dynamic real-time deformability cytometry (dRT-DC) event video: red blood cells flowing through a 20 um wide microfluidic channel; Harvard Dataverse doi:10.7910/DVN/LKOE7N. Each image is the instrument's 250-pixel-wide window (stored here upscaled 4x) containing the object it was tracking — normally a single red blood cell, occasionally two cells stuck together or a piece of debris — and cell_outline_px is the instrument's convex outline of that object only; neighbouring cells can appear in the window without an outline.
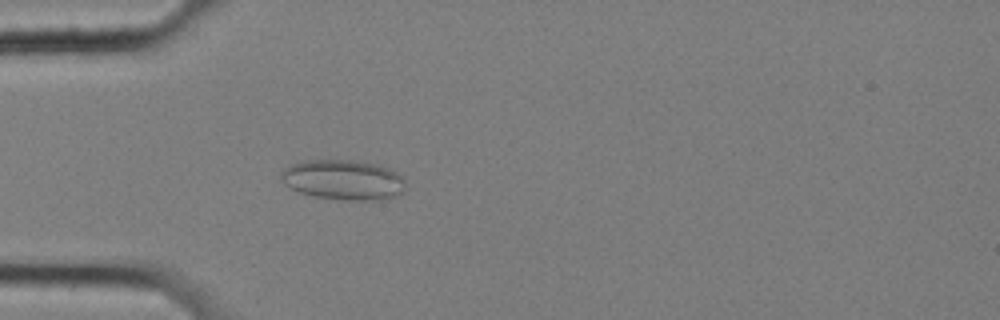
{"species": "common noctule bat (a hibernating species)", "species_latin": "Nyctalus noctula", "temperature_condition": "cold", "stored_images_in_passage": 58, "camera_frame_rate_fps": 3000, "um_per_image_px": 0.085, "animal": {"sex": "female", "body_mass_g": 25.1}, "frame": {"image": 1, "passage_image": 17, "time_ms": 5.333, "image_size_px": [1000, 320], "cell_outline_px": [[404, 192], [400, 196], [388, 200], [344, 200], [312, 196], [300, 192], [284, 184], [280, 180], [280, 172], [284, 168], [292, 164], [304, 160], [352, 160], [376, 164], [388, 168], [404, 176]], "centroid_in_image_um": [29.21, 15.3], "position_along_channel_um": 55.8, "area_um2": 29.54}}
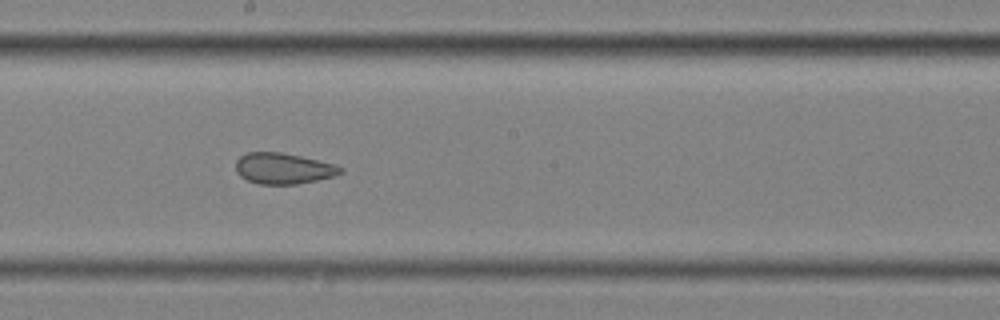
{"frame": {"image": 2, "passage_image": 32, "time_ms": 10.333, "image_size_px": [1000, 320], "cell_outline_px": [[344, 172], [336, 176], [296, 184], [260, 184], [248, 180], [240, 176], [236, 172], [236, 160], [240, 156], [248, 152], [280, 152], [300, 156], [336, 164], [344, 168]], "centroid_in_image_um": [24.11, 14.31], "position_along_channel_um": 224.1, "area_um2": 18.96}}
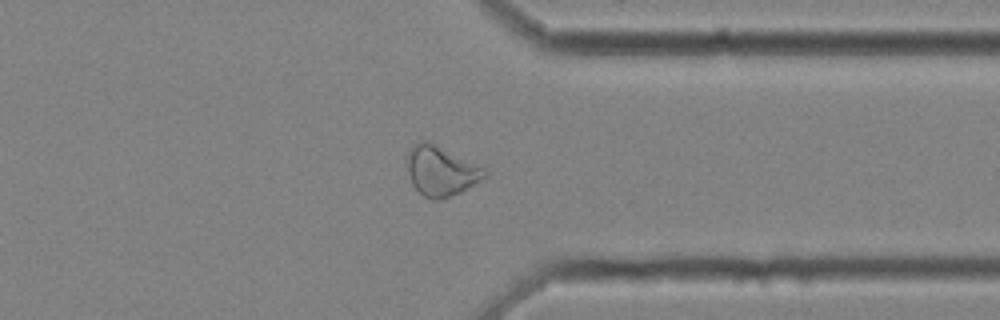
{"frame": {"image": 3, "passage_image": 45, "time_ms": 14.667, "image_size_px": [1000, 320], "cell_outline_px": [[488, 176], [460, 192], [436, 200], [432, 200], [424, 196], [412, 184], [408, 172], [408, 152], [416, 144], [424, 140], [428, 140], [488, 168]], "centroid_in_image_um": [37.54, 14.51], "position_along_channel_um": 373.9, "area_um2": 22.48}, "authors_computed_cell_mechanics": {"area_um2": 25.1141, "velocity_mm_per_s": 3.4919, "shape_relaxation_time_tau1_ms": null, "shape_relaxation_time_tau2_ms": 2.9157, "deformation_change_tau1": null, "deformation_change_tau2": 0.1009}}